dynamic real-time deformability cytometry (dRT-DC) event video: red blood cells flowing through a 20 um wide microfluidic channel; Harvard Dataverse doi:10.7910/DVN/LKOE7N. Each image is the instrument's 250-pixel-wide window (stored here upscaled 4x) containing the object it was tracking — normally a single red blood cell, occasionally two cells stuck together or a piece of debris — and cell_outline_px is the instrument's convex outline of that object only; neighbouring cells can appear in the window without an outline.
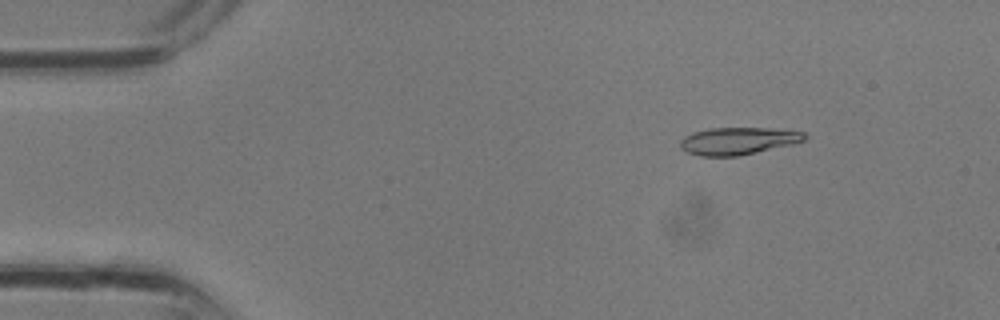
{"species": "common noctule bat (a hibernating species)", "species_latin": "Nyctalus noctula", "temperature_condition": "room temperature", "stored_images_in_passage": 33, "camera_frame_rate_fps": 3000, "um_per_image_px": 0.085, "animal": {"sex": "male", "body_mass_g": 13.3}, "frame": {"image": 1, "passage_image": 5, "time_ms": 1.333, "image_size_px": [1000, 320], "cell_outline_px": [[808, 136], [804, 140], [792, 144], [740, 156], [700, 156], [688, 152], [680, 148], [680, 140], [684, 136], [692, 132], [708, 128], [768, 128], [804, 132]], "centroid_in_image_um": [62.71, 11.98], "position_along_channel_um": 22.3, "area_um2": 19.83}}
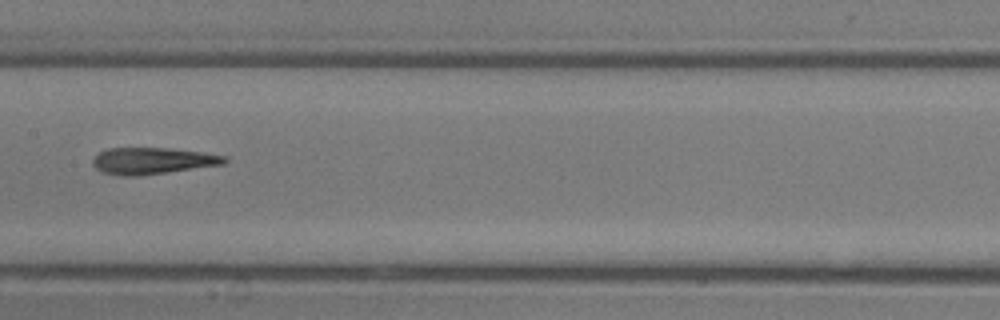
{"frame": {"image": 2, "passage_image": 17, "time_ms": 5.333, "image_size_px": [1000, 320], "cell_outline_px": [[228, 160], [224, 164], [164, 172], [132, 176], [104, 172], [96, 168], [92, 164], [92, 160], [100, 152], [108, 148], [172, 148], [228, 156]], "centroid_in_image_um": [12.99, 13.64], "position_along_channel_um": 194.4, "area_um2": 19.94}}
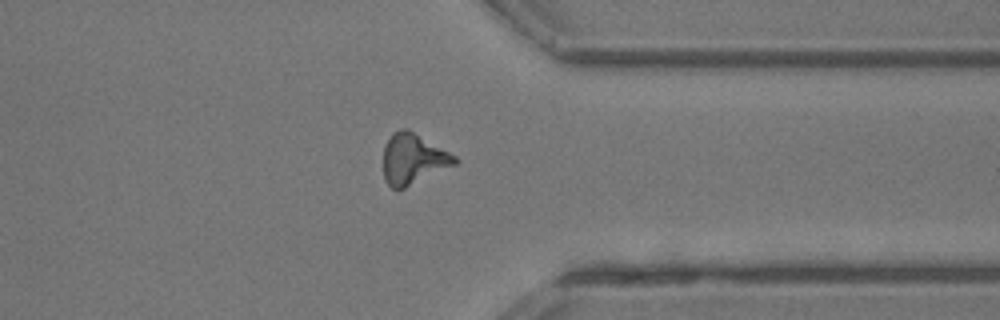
{"frame": {"image": 3, "passage_image": 26, "time_ms": 8.333, "image_size_px": [1000, 320], "cell_outline_px": [[460, 160], [456, 164], [404, 188], [392, 188], [384, 180], [384, 144], [392, 132], [400, 128], [408, 128], [456, 156]], "centroid_in_image_um": [35.1, 13.48], "position_along_channel_um": 376.3, "area_um2": 21.04}}